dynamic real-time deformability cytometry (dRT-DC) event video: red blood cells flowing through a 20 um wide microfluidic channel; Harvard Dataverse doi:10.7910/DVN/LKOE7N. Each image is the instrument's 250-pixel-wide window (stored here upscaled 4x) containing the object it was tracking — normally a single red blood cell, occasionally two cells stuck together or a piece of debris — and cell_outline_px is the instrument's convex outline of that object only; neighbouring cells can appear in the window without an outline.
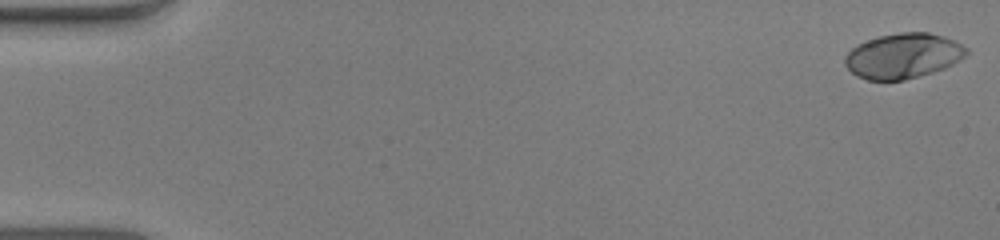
{"species": "human", "species_latin": "Homo sapiens", "temperature_condition": "warm", "stored_images_in_passage": 52, "camera_frame_rate_fps": 3000, "um_per_image_px": 0.085, "donor": {"sex": "male"}, "frame": {"image": 1, "passage_image": 1, "time_ms": 0.0, "image_size_px": [1000, 240], "cell_outline_px": [[968, 52], [960, 60], [944, 68], [932, 72], [904, 80], [868, 80], [856, 76], [844, 64], [844, 56], [856, 44], [876, 36], [900, 32], [928, 32], [944, 36], [968, 48]], "centroid_in_image_um": [76.73, 4.74], "position_along_channel_um": 8.3, "area_um2": 32.02}}
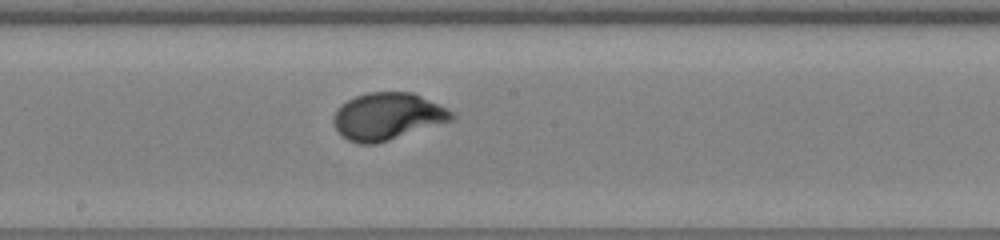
{"frame": {"image": 2, "passage_image": 29, "time_ms": 9.333, "image_size_px": [1000, 240], "cell_outline_px": [[456, 116], [452, 120], [376, 144], [360, 144], [348, 140], [336, 128], [332, 120], [332, 116], [336, 108], [340, 104], [356, 96], [368, 92], [412, 92], [456, 112]], "centroid_in_image_um": [32.92, 9.88], "position_along_channel_um": 215.3, "area_um2": 32.37}}
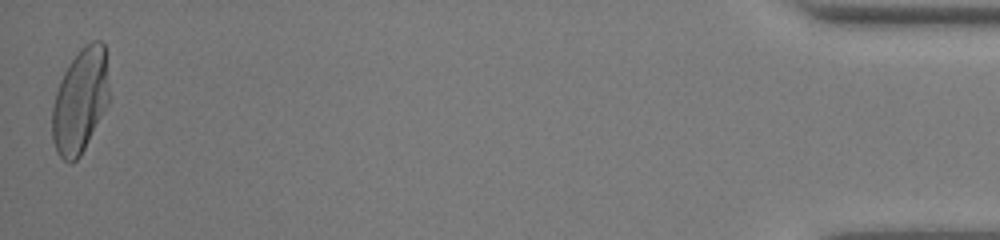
{"frame": {"image": 3, "passage_image": 52, "time_ms": 17.0, "image_size_px": [1000, 240], "cell_outline_px": [[108, 104], [80, 156], [72, 164], [68, 164], [56, 152], [52, 140], [52, 108], [56, 92], [60, 80], [64, 72], [72, 60], [92, 40], [100, 40], [104, 44], [108, 88]], "centroid_in_image_um": [6.79, 8.63], "position_along_channel_um": 428.4, "area_um2": 34.16}, "authors_computed_cell_mechanics": {"area_um2": 31.8478, "velocity_mm_per_s": 3.9748, "shape_relaxation_time_tau1_ms": 2.6184, "shape_relaxation_time_tau2_ms": null, "deformation_change_tau1": 0.2181, "deformation_change_tau2": null}}